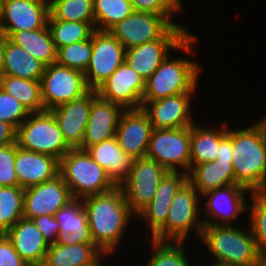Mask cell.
I'll use <instances>...</instances> for the list:
<instances>
[{"instance_id":"6da1fadb","label":"cell","mask_w":266,"mask_h":266,"mask_svg":"<svg viewBox=\"0 0 266 266\" xmlns=\"http://www.w3.org/2000/svg\"><path fill=\"white\" fill-rule=\"evenodd\" d=\"M82 202L93 244L103 253L116 255L117 251L121 252L120 244L125 245L122 244L123 239L128 236L130 226H134L133 221L136 220L121 188L116 186L109 192L87 196Z\"/></svg>"},{"instance_id":"7a4b0ae2","label":"cell","mask_w":266,"mask_h":266,"mask_svg":"<svg viewBox=\"0 0 266 266\" xmlns=\"http://www.w3.org/2000/svg\"><path fill=\"white\" fill-rule=\"evenodd\" d=\"M200 37L193 32L160 64L156 71L145 81L142 101H155L182 93H198L201 83L202 64L196 61ZM199 39V40H198ZM197 49V50H196ZM183 54L175 56L173 53ZM187 54V55H186ZM186 55V57H185ZM195 58L193 59L192 56ZM188 56H191L188 57ZM200 64V65H199ZM200 83V84H199Z\"/></svg>"},{"instance_id":"3957f363","label":"cell","mask_w":266,"mask_h":266,"mask_svg":"<svg viewBox=\"0 0 266 266\" xmlns=\"http://www.w3.org/2000/svg\"><path fill=\"white\" fill-rule=\"evenodd\" d=\"M246 126H231L235 182L252 193H266V128L259 118Z\"/></svg>"},{"instance_id":"277c9868","label":"cell","mask_w":266,"mask_h":266,"mask_svg":"<svg viewBox=\"0 0 266 266\" xmlns=\"http://www.w3.org/2000/svg\"><path fill=\"white\" fill-rule=\"evenodd\" d=\"M244 226V227H243ZM198 243L209 262L226 266H259L260 254L247 223L237 226L206 225ZM207 251V252H206ZM205 252L208 253L205 255Z\"/></svg>"},{"instance_id":"5b68a950","label":"cell","mask_w":266,"mask_h":266,"mask_svg":"<svg viewBox=\"0 0 266 266\" xmlns=\"http://www.w3.org/2000/svg\"><path fill=\"white\" fill-rule=\"evenodd\" d=\"M202 229L200 195L187 181L171 201L166 222L149 239L159 242L187 243L191 239L187 245L189 246L193 241L198 243ZM192 238H194L193 241Z\"/></svg>"},{"instance_id":"8992f818","label":"cell","mask_w":266,"mask_h":266,"mask_svg":"<svg viewBox=\"0 0 266 266\" xmlns=\"http://www.w3.org/2000/svg\"><path fill=\"white\" fill-rule=\"evenodd\" d=\"M59 175L77 199L103 194L117 186L88 152L79 148L70 149L59 160Z\"/></svg>"},{"instance_id":"52a82bcc","label":"cell","mask_w":266,"mask_h":266,"mask_svg":"<svg viewBox=\"0 0 266 266\" xmlns=\"http://www.w3.org/2000/svg\"><path fill=\"white\" fill-rule=\"evenodd\" d=\"M17 145L56 158L58 161L72 149L66 142L63 132L50 110L30 113L17 128Z\"/></svg>"},{"instance_id":"ba28073f","label":"cell","mask_w":266,"mask_h":266,"mask_svg":"<svg viewBox=\"0 0 266 266\" xmlns=\"http://www.w3.org/2000/svg\"><path fill=\"white\" fill-rule=\"evenodd\" d=\"M252 194L247 188L239 184H232L201 195L200 206L203 226H237V224L247 223L244 220H247L245 218H247L248 201ZM241 218H244L242 222Z\"/></svg>"},{"instance_id":"9c48e42d","label":"cell","mask_w":266,"mask_h":266,"mask_svg":"<svg viewBox=\"0 0 266 266\" xmlns=\"http://www.w3.org/2000/svg\"><path fill=\"white\" fill-rule=\"evenodd\" d=\"M191 127L153 128L146 157L155 160L169 172L188 174L190 164Z\"/></svg>"},{"instance_id":"30bf717a","label":"cell","mask_w":266,"mask_h":266,"mask_svg":"<svg viewBox=\"0 0 266 266\" xmlns=\"http://www.w3.org/2000/svg\"><path fill=\"white\" fill-rule=\"evenodd\" d=\"M185 25H172L158 40L126 49L125 62L146 81L191 33Z\"/></svg>"},{"instance_id":"8fae6325","label":"cell","mask_w":266,"mask_h":266,"mask_svg":"<svg viewBox=\"0 0 266 266\" xmlns=\"http://www.w3.org/2000/svg\"><path fill=\"white\" fill-rule=\"evenodd\" d=\"M40 82L45 110H52L61 104L78 99L91 90L83 72L57 63L45 66Z\"/></svg>"},{"instance_id":"7c38bea8","label":"cell","mask_w":266,"mask_h":266,"mask_svg":"<svg viewBox=\"0 0 266 266\" xmlns=\"http://www.w3.org/2000/svg\"><path fill=\"white\" fill-rule=\"evenodd\" d=\"M167 172L148 157L133 159L128 176L118 186L135 215L153 199L161 179Z\"/></svg>"},{"instance_id":"4fadbf2b","label":"cell","mask_w":266,"mask_h":266,"mask_svg":"<svg viewBox=\"0 0 266 266\" xmlns=\"http://www.w3.org/2000/svg\"><path fill=\"white\" fill-rule=\"evenodd\" d=\"M125 54L124 46L109 31L95 29L92 33V55L84 72L88 87L96 90L125 62Z\"/></svg>"},{"instance_id":"5bb4252c","label":"cell","mask_w":266,"mask_h":266,"mask_svg":"<svg viewBox=\"0 0 266 266\" xmlns=\"http://www.w3.org/2000/svg\"><path fill=\"white\" fill-rule=\"evenodd\" d=\"M196 95L182 93L155 101H142L141 109L148 115L155 129L191 127L198 120L195 118L197 110L193 107Z\"/></svg>"},{"instance_id":"9a60e30c","label":"cell","mask_w":266,"mask_h":266,"mask_svg":"<svg viewBox=\"0 0 266 266\" xmlns=\"http://www.w3.org/2000/svg\"><path fill=\"white\" fill-rule=\"evenodd\" d=\"M172 25L174 24L164 14L133 11L109 32L125 49H130L158 40Z\"/></svg>"},{"instance_id":"2e32d148","label":"cell","mask_w":266,"mask_h":266,"mask_svg":"<svg viewBox=\"0 0 266 266\" xmlns=\"http://www.w3.org/2000/svg\"><path fill=\"white\" fill-rule=\"evenodd\" d=\"M49 14V3L45 0H2L0 32L8 38L13 32L42 29Z\"/></svg>"},{"instance_id":"e0dca14e","label":"cell","mask_w":266,"mask_h":266,"mask_svg":"<svg viewBox=\"0 0 266 266\" xmlns=\"http://www.w3.org/2000/svg\"><path fill=\"white\" fill-rule=\"evenodd\" d=\"M96 91L100 98L120 105L124 110L140 109L145 80L124 62Z\"/></svg>"},{"instance_id":"ac0fdd59","label":"cell","mask_w":266,"mask_h":266,"mask_svg":"<svg viewBox=\"0 0 266 266\" xmlns=\"http://www.w3.org/2000/svg\"><path fill=\"white\" fill-rule=\"evenodd\" d=\"M72 199L69 187L58 175L50 181L24 189L23 217L32 219L43 215L54 216Z\"/></svg>"},{"instance_id":"d6986e66","label":"cell","mask_w":266,"mask_h":266,"mask_svg":"<svg viewBox=\"0 0 266 266\" xmlns=\"http://www.w3.org/2000/svg\"><path fill=\"white\" fill-rule=\"evenodd\" d=\"M97 97V91L90 90L84 96L50 110L63 132L65 142L72 149L82 146L92 102Z\"/></svg>"},{"instance_id":"ffe728a7","label":"cell","mask_w":266,"mask_h":266,"mask_svg":"<svg viewBox=\"0 0 266 266\" xmlns=\"http://www.w3.org/2000/svg\"><path fill=\"white\" fill-rule=\"evenodd\" d=\"M153 126L140 109L124 110L119 118L115 137L119 146L132 159L146 157Z\"/></svg>"},{"instance_id":"44dd1931","label":"cell","mask_w":266,"mask_h":266,"mask_svg":"<svg viewBox=\"0 0 266 266\" xmlns=\"http://www.w3.org/2000/svg\"><path fill=\"white\" fill-rule=\"evenodd\" d=\"M124 109L99 96L92 102L83 143L79 149L88 147L115 137L119 118Z\"/></svg>"},{"instance_id":"7402d4cb","label":"cell","mask_w":266,"mask_h":266,"mask_svg":"<svg viewBox=\"0 0 266 266\" xmlns=\"http://www.w3.org/2000/svg\"><path fill=\"white\" fill-rule=\"evenodd\" d=\"M14 169L19 186L25 189L58 176L59 161L52 156L28 151L17 145Z\"/></svg>"},{"instance_id":"603a6c76","label":"cell","mask_w":266,"mask_h":266,"mask_svg":"<svg viewBox=\"0 0 266 266\" xmlns=\"http://www.w3.org/2000/svg\"><path fill=\"white\" fill-rule=\"evenodd\" d=\"M54 217L59 226L56 244L93 243L82 199L73 198L63 208L58 210Z\"/></svg>"},{"instance_id":"cb8c5ba5","label":"cell","mask_w":266,"mask_h":266,"mask_svg":"<svg viewBox=\"0 0 266 266\" xmlns=\"http://www.w3.org/2000/svg\"><path fill=\"white\" fill-rule=\"evenodd\" d=\"M5 235L12 242L15 251L27 264L44 263L50 244L32 219L22 217Z\"/></svg>"},{"instance_id":"d4e9b609","label":"cell","mask_w":266,"mask_h":266,"mask_svg":"<svg viewBox=\"0 0 266 266\" xmlns=\"http://www.w3.org/2000/svg\"><path fill=\"white\" fill-rule=\"evenodd\" d=\"M224 119V120H223ZM198 118L191 126L190 164L191 168L197 164L214 161L217 157L221 140L227 135V122L222 118L219 124L211 122V126L201 124ZM214 124V125H212ZM216 125V126H215Z\"/></svg>"},{"instance_id":"484cf974","label":"cell","mask_w":266,"mask_h":266,"mask_svg":"<svg viewBox=\"0 0 266 266\" xmlns=\"http://www.w3.org/2000/svg\"><path fill=\"white\" fill-rule=\"evenodd\" d=\"M86 151L117 186L128 176L133 159L119 146L116 137L94 144Z\"/></svg>"},{"instance_id":"4316f807","label":"cell","mask_w":266,"mask_h":266,"mask_svg":"<svg viewBox=\"0 0 266 266\" xmlns=\"http://www.w3.org/2000/svg\"><path fill=\"white\" fill-rule=\"evenodd\" d=\"M188 182L200 196L211 190L236 184L232 162L214 160L197 164L190 169Z\"/></svg>"},{"instance_id":"83f0119b","label":"cell","mask_w":266,"mask_h":266,"mask_svg":"<svg viewBox=\"0 0 266 266\" xmlns=\"http://www.w3.org/2000/svg\"><path fill=\"white\" fill-rule=\"evenodd\" d=\"M104 253L93 243L61 245L52 243L46 252V266H89Z\"/></svg>"},{"instance_id":"f1b7e54d","label":"cell","mask_w":266,"mask_h":266,"mask_svg":"<svg viewBox=\"0 0 266 266\" xmlns=\"http://www.w3.org/2000/svg\"><path fill=\"white\" fill-rule=\"evenodd\" d=\"M4 69L3 75L18 78L41 80L45 65L22 47L3 36Z\"/></svg>"},{"instance_id":"f546056e","label":"cell","mask_w":266,"mask_h":266,"mask_svg":"<svg viewBox=\"0 0 266 266\" xmlns=\"http://www.w3.org/2000/svg\"><path fill=\"white\" fill-rule=\"evenodd\" d=\"M8 39L22 47L45 66L56 63L57 49L47 25L42 29L13 32Z\"/></svg>"},{"instance_id":"4dcf8cb0","label":"cell","mask_w":266,"mask_h":266,"mask_svg":"<svg viewBox=\"0 0 266 266\" xmlns=\"http://www.w3.org/2000/svg\"><path fill=\"white\" fill-rule=\"evenodd\" d=\"M0 88L18 100L30 113L45 111L40 80L2 75Z\"/></svg>"},{"instance_id":"1f68e13d","label":"cell","mask_w":266,"mask_h":266,"mask_svg":"<svg viewBox=\"0 0 266 266\" xmlns=\"http://www.w3.org/2000/svg\"><path fill=\"white\" fill-rule=\"evenodd\" d=\"M150 242L147 262L144 261V266H196L189 256H191L192 249L187 248V242H159L152 239ZM190 251V255L188 250ZM194 263V264H193ZM142 265V266H143Z\"/></svg>"},{"instance_id":"d6a6232c","label":"cell","mask_w":266,"mask_h":266,"mask_svg":"<svg viewBox=\"0 0 266 266\" xmlns=\"http://www.w3.org/2000/svg\"><path fill=\"white\" fill-rule=\"evenodd\" d=\"M56 49L87 40L95 30V23H82L54 19L50 14L47 21Z\"/></svg>"},{"instance_id":"836d02e7","label":"cell","mask_w":266,"mask_h":266,"mask_svg":"<svg viewBox=\"0 0 266 266\" xmlns=\"http://www.w3.org/2000/svg\"><path fill=\"white\" fill-rule=\"evenodd\" d=\"M95 29L109 31L134 10L130 0H93Z\"/></svg>"},{"instance_id":"e575fe53","label":"cell","mask_w":266,"mask_h":266,"mask_svg":"<svg viewBox=\"0 0 266 266\" xmlns=\"http://www.w3.org/2000/svg\"><path fill=\"white\" fill-rule=\"evenodd\" d=\"M24 188L0 186V231L5 234L23 217Z\"/></svg>"},{"instance_id":"d590c367","label":"cell","mask_w":266,"mask_h":266,"mask_svg":"<svg viewBox=\"0 0 266 266\" xmlns=\"http://www.w3.org/2000/svg\"><path fill=\"white\" fill-rule=\"evenodd\" d=\"M49 13L58 20L95 23L93 0H52Z\"/></svg>"},{"instance_id":"8d00e7d4","label":"cell","mask_w":266,"mask_h":266,"mask_svg":"<svg viewBox=\"0 0 266 266\" xmlns=\"http://www.w3.org/2000/svg\"><path fill=\"white\" fill-rule=\"evenodd\" d=\"M247 224L256 241L260 255L266 253V193L250 195L247 207Z\"/></svg>"},{"instance_id":"74e56055","label":"cell","mask_w":266,"mask_h":266,"mask_svg":"<svg viewBox=\"0 0 266 266\" xmlns=\"http://www.w3.org/2000/svg\"><path fill=\"white\" fill-rule=\"evenodd\" d=\"M92 55V35L89 39L57 49L56 63L85 72Z\"/></svg>"},{"instance_id":"f35d334b","label":"cell","mask_w":266,"mask_h":266,"mask_svg":"<svg viewBox=\"0 0 266 266\" xmlns=\"http://www.w3.org/2000/svg\"><path fill=\"white\" fill-rule=\"evenodd\" d=\"M172 200L153 198L145 207L136 214V221L144 222L142 229L150 238L165 222ZM146 228V229H145Z\"/></svg>"},{"instance_id":"ab89813d","label":"cell","mask_w":266,"mask_h":266,"mask_svg":"<svg viewBox=\"0 0 266 266\" xmlns=\"http://www.w3.org/2000/svg\"><path fill=\"white\" fill-rule=\"evenodd\" d=\"M130 2L134 11L164 14L174 25H184L175 19V15L179 16V13L182 14L185 10L182 0H130Z\"/></svg>"},{"instance_id":"60d3db41","label":"cell","mask_w":266,"mask_h":266,"mask_svg":"<svg viewBox=\"0 0 266 266\" xmlns=\"http://www.w3.org/2000/svg\"><path fill=\"white\" fill-rule=\"evenodd\" d=\"M29 114L24 105L0 88V121L12 125L17 130Z\"/></svg>"},{"instance_id":"b9f144b4","label":"cell","mask_w":266,"mask_h":266,"mask_svg":"<svg viewBox=\"0 0 266 266\" xmlns=\"http://www.w3.org/2000/svg\"><path fill=\"white\" fill-rule=\"evenodd\" d=\"M17 142L0 147V186H19L14 169Z\"/></svg>"},{"instance_id":"7bdbcfd3","label":"cell","mask_w":266,"mask_h":266,"mask_svg":"<svg viewBox=\"0 0 266 266\" xmlns=\"http://www.w3.org/2000/svg\"><path fill=\"white\" fill-rule=\"evenodd\" d=\"M188 181V174L183 172H167L161 179L153 198L173 200L180 188Z\"/></svg>"},{"instance_id":"ee69618b","label":"cell","mask_w":266,"mask_h":266,"mask_svg":"<svg viewBox=\"0 0 266 266\" xmlns=\"http://www.w3.org/2000/svg\"><path fill=\"white\" fill-rule=\"evenodd\" d=\"M26 264L15 251L10 239L2 234L0 236V266H25Z\"/></svg>"},{"instance_id":"f6af8a7d","label":"cell","mask_w":266,"mask_h":266,"mask_svg":"<svg viewBox=\"0 0 266 266\" xmlns=\"http://www.w3.org/2000/svg\"><path fill=\"white\" fill-rule=\"evenodd\" d=\"M32 221L49 244L55 243L59 234L58 221L54 216L43 215L32 218Z\"/></svg>"},{"instance_id":"bcb514c9","label":"cell","mask_w":266,"mask_h":266,"mask_svg":"<svg viewBox=\"0 0 266 266\" xmlns=\"http://www.w3.org/2000/svg\"><path fill=\"white\" fill-rule=\"evenodd\" d=\"M232 155V128L228 121L227 135L221 140L219 144L217 157L215 160L220 162H232Z\"/></svg>"},{"instance_id":"7dc6e473","label":"cell","mask_w":266,"mask_h":266,"mask_svg":"<svg viewBox=\"0 0 266 266\" xmlns=\"http://www.w3.org/2000/svg\"><path fill=\"white\" fill-rule=\"evenodd\" d=\"M17 130L10 124L0 121V147L16 142Z\"/></svg>"},{"instance_id":"c3c4849f","label":"cell","mask_w":266,"mask_h":266,"mask_svg":"<svg viewBox=\"0 0 266 266\" xmlns=\"http://www.w3.org/2000/svg\"><path fill=\"white\" fill-rule=\"evenodd\" d=\"M3 69H4L3 35L0 32V77L3 75Z\"/></svg>"},{"instance_id":"681fc988","label":"cell","mask_w":266,"mask_h":266,"mask_svg":"<svg viewBox=\"0 0 266 266\" xmlns=\"http://www.w3.org/2000/svg\"><path fill=\"white\" fill-rule=\"evenodd\" d=\"M112 256H114V255L111 254V253H104L97 261H95L93 264H91L89 266H106L107 264L104 261L105 260L108 261V259H106V258H109L110 259V257H112Z\"/></svg>"},{"instance_id":"f907efd6","label":"cell","mask_w":266,"mask_h":266,"mask_svg":"<svg viewBox=\"0 0 266 266\" xmlns=\"http://www.w3.org/2000/svg\"><path fill=\"white\" fill-rule=\"evenodd\" d=\"M259 266H266V253L260 255V265Z\"/></svg>"},{"instance_id":"816d5d0a","label":"cell","mask_w":266,"mask_h":266,"mask_svg":"<svg viewBox=\"0 0 266 266\" xmlns=\"http://www.w3.org/2000/svg\"><path fill=\"white\" fill-rule=\"evenodd\" d=\"M207 262H208V263H207ZM202 263H204L203 266H206V265H207V266H208V265H209V266H226V265H221V264H217V263H213V262H210V263H209V261H206V263H207V264H206V263L204 262V260L202 261ZM205 264H206V265H205ZM197 266H199V264H198ZM200 266H201V265H200Z\"/></svg>"},{"instance_id":"f5cc1de1","label":"cell","mask_w":266,"mask_h":266,"mask_svg":"<svg viewBox=\"0 0 266 266\" xmlns=\"http://www.w3.org/2000/svg\"><path fill=\"white\" fill-rule=\"evenodd\" d=\"M259 120L264 124L266 128V112L264 113V115L262 114V117L259 116Z\"/></svg>"},{"instance_id":"db71d44e","label":"cell","mask_w":266,"mask_h":266,"mask_svg":"<svg viewBox=\"0 0 266 266\" xmlns=\"http://www.w3.org/2000/svg\"><path fill=\"white\" fill-rule=\"evenodd\" d=\"M25 266H46L44 263H32V264H26Z\"/></svg>"}]
</instances>
